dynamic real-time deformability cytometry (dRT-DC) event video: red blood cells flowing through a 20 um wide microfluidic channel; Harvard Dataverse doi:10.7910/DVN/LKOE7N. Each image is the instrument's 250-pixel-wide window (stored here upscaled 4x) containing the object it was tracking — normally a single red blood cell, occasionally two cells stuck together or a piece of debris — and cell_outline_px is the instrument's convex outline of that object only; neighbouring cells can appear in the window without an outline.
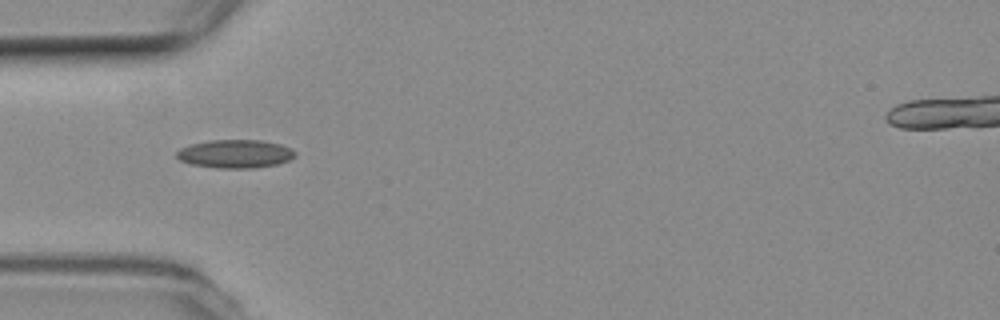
{"species": "common noctule bat (a hibernating species)", "species_latin": "Nyctalus noctula", "temperature_condition": "room temperature", "stored_images_in_passage": 5, "camera_frame_rate_fps": 3000, "um_per_image_px": 0.085, "animal": {"sex": "female", "body_mass_g": 19.3, "forearm_length_mm": 54.1}, "frame": {"image": 1, "passage_image": 1, "time_ms": 0.0, "image_size_px": [1000, 320], "cell_outline_px": [[296, 156], [288, 160], [276, 164], [256, 168], [216, 168], [192, 164], [180, 160], [176, 156], [176, 152], [180, 148], [192, 144], [208, 140], [260, 140], [280, 144], [292, 148], [296, 152]], "centroid_in_image_um": [20.01, 13.07], "position_along_channel_um": 65.0, "area_um2": 19.59}}
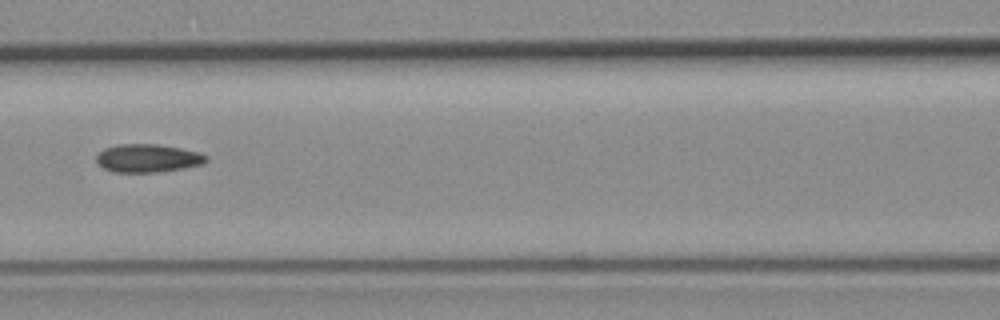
{"frame": {"image": 2, "passage_image": 3, "time_ms": 0.667, "image_size_px": [1000, 320], "cell_outline_px": [[208, 160], [200, 164], [184, 168], [156, 172], [112, 172], [104, 168], [96, 160], [96, 156], [104, 148], [116, 144], [156, 144], [180, 148], [200, 152], [208, 156]], "centroid_in_image_um": [12.55, 13.44], "position_along_channel_um": 154.0, "area_um2": 17.98}}
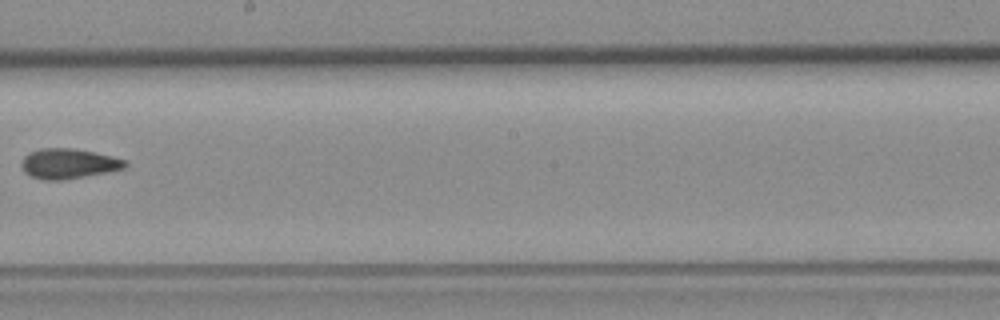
{"frame": {"image": 3, "passage_image": 5, "time_ms": 1.333, "image_size_px": [1000, 320], "cell_outline_px": [[128, 164], [124, 168], [64, 180], [44, 180], [32, 176], [24, 172], [20, 164], [24, 156], [32, 152], [44, 148], [72, 148], [112, 156], [124, 160]], "centroid_in_image_um": [5.79, 13.91], "position_along_channel_um": 242.4, "area_um2": 17.8}}